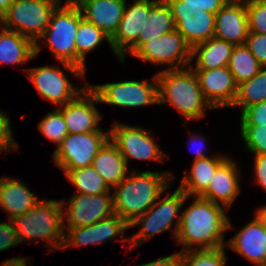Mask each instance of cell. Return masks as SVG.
I'll return each instance as SVG.
<instances>
[{
    "instance_id": "11",
    "label": "cell",
    "mask_w": 266,
    "mask_h": 266,
    "mask_svg": "<svg viewBox=\"0 0 266 266\" xmlns=\"http://www.w3.org/2000/svg\"><path fill=\"white\" fill-rule=\"evenodd\" d=\"M109 139L117 147L128 166V159L163 161L168 157L142 127L114 121L109 130Z\"/></svg>"
},
{
    "instance_id": "16",
    "label": "cell",
    "mask_w": 266,
    "mask_h": 266,
    "mask_svg": "<svg viewBox=\"0 0 266 266\" xmlns=\"http://www.w3.org/2000/svg\"><path fill=\"white\" fill-rule=\"evenodd\" d=\"M193 70L197 75L203 97L212 108L232 107L238 86L227 66L212 70Z\"/></svg>"
},
{
    "instance_id": "3",
    "label": "cell",
    "mask_w": 266,
    "mask_h": 266,
    "mask_svg": "<svg viewBox=\"0 0 266 266\" xmlns=\"http://www.w3.org/2000/svg\"><path fill=\"white\" fill-rule=\"evenodd\" d=\"M158 104L167 103L187 120L205 117V111L213 109L204 99L196 73L191 67L162 70L156 74Z\"/></svg>"
},
{
    "instance_id": "14",
    "label": "cell",
    "mask_w": 266,
    "mask_h": 266,
    "mask_svg": "<svg viewBox=\"0 0 266 266\" xmlns=\"http://www.w3.org/2000/svg\"><path fill=\"white\" fill-rule=\"evenodd\" d=\"M114 214L111 192L98 195L75 193L69 199V206L63 209L65 227H85Z\"/></svg>"
},
{
    "instance_id": "44",
    "label": "cell",
    "mask_w": 266,
    "mask_h": 266,
    "mask_svg": "<svg viewBox=\"0 0 266 266\" xmlns=\"http://www.w3.org/2000/svg\"><path fill=\"white\" fill-rule=\"evenodd\" d=\"M190 142H191V146H192V148H191V150L192 151H197L196 152V156H195V159L194 160H198V159H201V158H206V157H208V156H206V154L204 153V147H205V144H204V142L206 141L205 139H204V137H203V135H190ZM194 143L196 144L197 143V145L198 144H200L198 147H197V145H195L194 146ZM195 147V148H194ZM194 149H196V150H194Z\"/></svg>"
},
{
    "instance_id": "48",
    "label": "cell",
    "mask_w": 266,
    "mask_h": 266,
    "mask_svg": "<svg viewBox=\"0 0 266 266\" xmlns=\"http://www.w3.org/2000/svg\"><path fill=\"white\" fill-rule=\"evenodd\" d=\"M232 1L238 2L240 4L247 5L249 3L259 2V1H263V0H232Z\"/></svg>"
},
{
    "instance_id": "19",
    "label": "cell",
    "mask_w": 266,
    "mask_h": 266,
    "mask_svg": "<svg viewBox=\"0 0 266 266\" xmlns=\"http://www.w3.org/2000/svg\"><path fill=\"white\" fill-rule=\"evenodd\" d=\"M82 17L113 37L123 17L127 0H73Z\"/></svg>"
},
{
    "instance_id": "1",
    "label": "cell",
    "mask_w": 266,
    "mask_h": 266,
    "mask_svg": "<svg viewBox=\"0 0 266 266\" xmlns=\"http://www.w3.org/2000/svg\"><path fill=\"white\" fill-rule=\"evenodd\" d=\"M181 213L176 243L183 245L180 252L191 249L226 247L224 233L232 229L227 208L201 196ZM226 210V211H225Z\"/></svg>"
},
{
    "instance_id": "13",
    "label": "cell",
    "mask_w": 266,
    "mask_h": 266,
    "mask_svg": "<svg viewBox=\"0 0 266 266\" xmlns=\"http://www.w3.org/2000/svg\"><path fill=\"white\" fill-rule=\"evenodd\" d=\"M25 74L38 90V94L44 99L63 106L67 102L74 100L88 84L79 88L73 87L67 76L59 66H42L37 68H27Z\"/></svg>"
},
{
    "instance_id": "5",
    "label": "cell",
    "mask_w": 266,
    "mask_h": 266,
    "mask_svg": "<svg viewBox=\"0 0 266 266\" xmlns=\"http://www.w3.org/2000/svg\"><path fill=\"white\" fill-rule=\"evenodd\" d=\"M80 23V9L73 0L62 3L53 12L45 32L39 37L46 39L45 44L54 59L60 61L65 71L85 79V72L76 66L75 37Z\"/></svg>"
},
{
    "instance_id": "24",
    "label": "cell",
    "mask_w": 266,
    "mask_h": 266,
    "mask_svg": "<svg viewBox=\"0 0 266 266\" xmlns=\"http://www.w3.org/2000/svg\"><path fill=\"white\" fill-rule=\"evenodd\" d=\"M91 166L111 189L126 178L128 173L124 157L110 139L99 150Z\"/></svg>"
},
{
    "instance_id": "34",
    "label": "cell",
    "mask_w": 266,
    "mask_h": 266,
    "mask_svg": "<svg viewBox=\"0 0 266 266\" xmlns=\"http://www.w3.org/2000/svg\"><path fill=\"white\" fill-rule=\"evenodd\" d=\"M130 225L117 214L102 219L95 223L96 245L103 242L114 241L117 235L124 236L125 231Z\"/></svg>"
},
{
    "instance_id": "7",
    "label": "cell",
    "mask_w": 266,
    "mask_h": 266,
    "mask_svg": "<svg viewBox=\"0 0 266 266\" xmlns=\"http://www.w3.org/2000/svg\"><path fill=\"white\" fill-rule=\"evenodd\" d=\"M60 4V0H15L1 15V27L30 38L35 43L37 57L41 50L37 40L45 32Z\"/></svg>"
},
{
    "instance_id": "37",
    "label": "cell",
    "mask_w": 266,
    "mask_h": 266,
    "mask_svg": "<svg viewBox=\"0 0 266 266\" xmlns=\"http://www.w3.org/2000/svg\"><path fill=\"white\" fill-rule=\"evenodd\" d=\"M246 6L249 32L266 34V0Z\"/></svg>"
},
{
    "instance_id": "9",
    "label": "cell",
    "mask_w": 266,
    "mask_h": 266,
    "mask_svg": "<svg viewBox=\"0 0 266 266\" xmlns=\"http://www.w3.org/2000/svg\"><path fill=\"white\" fill-rule=\"evenodd\" d=\"M191 50L183 36L175 29L143 43L132 56L156 65H167V70L184 69L191 65Z\"/></svg>"
},
{
    "instance_id": "10",
    "label": "cell",
    "mask_w": 266,
    "mask_h": 266,
    "mask_svg": "<svg viewBox=\"0 0 266 266\" xmlns=\"http://www.w3.org/2000/svg\"><path fill=\"white\" fill-rule=\"evenodd\" d=\"M152 79L153 84L146 79L143 81H122L88 86L98 95L100 102L104 104L136 108L158 104V81L156 74Z\"/></svg>"
},
{
    "instance_id": "46",
    "label": "cell",
    "mask_w": 266,
    "mask_h": 266,
    "mask_svg": "<svg viewBox=\"0 0 266 266\" xmlns=\"http://www.w3.org/2000/svg\"><path fill=\"white\" fill-rule=\"evenodd\" d=\"M255 215L258 217V219L262 222V224L266 227V205L258 208L256 210Z\"/></svg>"
},
{
    "instance_id": "21",
    "label": "cell",
    "mask_w": 266,
    "mask_h": 266,
    "mask_svg": "<svg viewBox=\"0 0 266 266\" xmlns=\"http://www.w3.org/2000/svg\"><path fill=\"white\" fill-rule=\"evenodd\" d=\"M226 246L257 266H266V227L255 215Z\"/></svg>"
},
{
    "instance_id": "15",
    "label": "cell",
    "mask_w": 266,
    "mask_h": 266,
    "mask_svg": "<svg viewBox=\"0 0 266 266\" xmlns=\"http://www.w3.org/2000/svg\"><path fill=\"white\" fill-rule=\"evenodd\" d=\"M100 102L98 95L87 86L74 100L56 107L62 114L69 134L91 133L98 131L102 119L95 103Z\"/></svg>"
},
{
    "instance_id": "20",
    "label": "cell",
    "mask_w": 266,
    "mask_h": 266,
    "mask_svg": "<svg viewBox=\"0 0 266 266\" xmlns=\"http://www.w3.org/2000/svg\"><path fill=\"white\" fill-rule=\"evenodd\" d=\"M238 177L236 162L227 157L217 167L208 188L200 196L229 209L241 192Z\"/></svg>"
},
{
    "instance_id": "8",
    "label": "cell",
    "mask_w": 266,
    "mask_h": 266,
    "mask_svg": "<svg viewBox=\"0 0 266 266\" xmlns=\"http://www.w3.org/2000/svg\"><path fill=\"white\" fill-rule=\"evenodd\" d=\"M109 140V131L68 134L56 147L53 161L62 170H75L92 164L99 150Z\"/></svg>"
},
{
    "instance_id": "22",
    "label": "cell",
    "mask_w": 266,
    "mask_h": 266,
    "mask_svg": "<svg viewBox=\"0 0 266 266\" xmlns=\"http://www.w3.org/2000/svg\"><path fill=\"white\" fill-rule=\"evenodd\" d=\"M40 199L27 189L21 179L1 176L0 179V207L8 214V220L26 213L33 208Z\"/></svg>"
},
{
    "instance_id": "33",
    "label": "cell",
    "mask_w": 266,
    "mask_h": 266,
    "mask_svg": "<svg viewBox=\"0 0 266 266\" xmlns=\"http://www.w3.org/2000/svg\"><path fill=\"white\" fill-rule=\"evenodd\" d=\"M38 129L47 139L58 144L57 147L69 134L63 114L57 108L43 117L38 124Z\"/></svg>"
},
{
    "instance_id": "25",
    "label": "cell",
    "mask_w": 266,
    "mask_h": 266,
    "mask_svg": "<svg viewBox=\"0 0 266 266\" xmlns=\"http://www.w3.org/2000/svg\"><path fill=\"white\" fill-rule=\"evenodd\" d=\"M226 158L223 155H214L194 160L190 173L185 169L184 177L178 187L189 197L200 196L208 188L217 167Z\"/></svg>"
},
{
    "instance_id": "27",
    "label": "cell",
    "mask_w": 266,
    "mask_h": 266,
    "mask_svg": "<svg viewBox=\"0 0 266 266\" xmlns=\"http://www.w3.org/2000/svg\"><path fill=\"white\" fill-rule=\"evenodd\" d=\"M0 63L20 65L35 57V43L15 31L0 28Z\"/></svg>"
},
{
    "instance_id": "42",
    "label": "cell",
    "mask_w": 266,
    "mask_h": 266,
    "mask_svg": "<svg viewBox=\"0 0 266 266\" xmlns=\"http://www.w3.org/2000/svg\"><path fill=\"white\" fill-rule=\"evenodd\" d=\"M255 183L266 191V154L255 155Z\"/></svg>"
},
{
    "instance_id": "4",
    "label": "cell",
    "mask_w": 266,
    "mask_h": 266,
    "mask_svg": "<svg viewBox=\"0 0 266 266\" xmlns=\"http://www.w3.org/2000/svg\"><path fill=\"white\" fill-rule=\"evenodd\" d=\"M65 204L64 200L42 199L26 213L15 217L12 221L19 243L36 239L49 241L51 251L60 250L65 236Z\"/></svg>"
},
{
    "instance_id": "30",
    "label": "cell",
    "mask_w": 266,
    "mask_h": 266,
    "mask_svg": "<svg viewBox=\"0 0 266 266\" xmlns=\"http://www.w3.org/2000/svg\"><path fill=\"white\" fill-rule=\"evenodd\" d=\"M63 171L69 182L77 188L76 193L98 195L112 190L91 165Z\"/></svg>"
},
{
    "instance_id": "6",
    "label": "cell",
    "mask_w": 266,
    "mask_h": 266,
    "mask_svg": "<svg viewBox=\"0 0 266 266\" xmlns=\"http://www.w3.org/2000/svg\"><path fill=\"white\" fill-rule=\"evenodd\" d=\"M188 197L179 187L173 194H168L164 198L159 197L145 214L138 216L131 222L130 228L142 223V227H140L138 232L119 241L126 242L128 248L131 247L133 251L135 245L136 247L140 246L152 236L154 237L161 232L169 230L173 225V220H176V226L172 236L176 239L181 219L179 214ZM128 243H130V246Z\"/></svg>"
},
{
    "instance_id": "2",
    "label": "cell",
    "mask_w": 266,
    "mask_h": 266,
    "mask_svg": "<svg viewBox=\"0 0 266 266\" xmlns=\"http://www.w3.org/2000/svg\"><path fill=\"white\" fill-rule=\"evenodd\" d=\"M176 177L170 171L133 170L114 190L113 211L129 225L138 216L145 214L149 208L171 187L170 181Z\"/></svg>"
},
{
    "instance_id": "32",
    "label": "cell",
    "mask_w": 266,
    "mask_h": 266,
    "mask_svg": "<svg viewBox=\"0 0 266 266\" xmlns=\"http://www.w3.org/2000/svg\"><path fill=\"white\" fill-rule=\"evenodd\" d=\"M225 248H202L180 252L183 266H225Z\"/></svg>"
},
{
    "instance_id": "38",
    "label": "cell",
    "mask_w": 266,
    "mask_h": 266,
    "mask_svg": "<svg viewBox=\"0 0 266 266\" xmlns=\"http://www.w3.org/2000/svg\"><path fill=\"white\" fill-rule=\"evenodd\" d=\"M241 111L240 126L266 127V101L248 106Z\"/></svg>"
},
{
    "instance_id": "23",
    "label": "cell",
    "mask_w": 266,
    "mask_h": 266,
    "mask_svg": "<svg viewBox=\"0 0 266 266\" xmlns=\"http://www.w3.org/2000/svg\"><path fill=\"white\" fill-rule=\"evenodd\" d=\"M172 30H175V22L167 2L165 0H151V10L149 17L145 18L144 28L141 29L138 40L119 58L121 63H123L126 54L132 55L143 43Z\"/></svg>"
},
{
    "instance_id": "47",
    "label": "cell",
    "mask_w": 266,
    "mask_h": 266,
    "mask_svg": "<svg viewBox=\"0 0 266 266\" xmlns=\"http://www.w3.org/2000/svg\"><path fill=\"white\" fill-rule=\"evenodd\" d=\"M15 0H0V17Z\"/></svg>"
},
{
    "instance_id": "17",
    "label": "cell",
    "mask_w": 266,
    "mask_h": 266,
    "mask_svg": "<svg viewBox=\"0 0 266 266\" xmlns=\"http://www.w3.org/2000/svg\"><path fill=\"white\" fill-rule=\"evenodd\" d=\"M150 10L151 0H134L129 7L126 3L119 27L110 40L115 56L120 58L138 40Z\"/></svg>"
},
{
    "instance_id": "39",
    "label": "cell",
    "mask_w": 266,
    "mask_h": 266,
    "mask_svg": "<svg viewBox=\"0 0 266 266\" xmlns=\"http://www.w3.org/2000/svg\"><path fill=\"white\" fill-rule=\"evenodd\" d=\"M245 45L258 62L266 67V34L249 32Z\"/></svg>"
},
{
    "instance_id": "35",
    "label": "cell",
    "mask_w": 266,
    "mask_h": 266,
    "mask_svg": "<svg viewBox=\"0 0 266 266\" xmlns=\"http://www.w3.org/2000/svg\"><path fill=\"white\" fill-rule=\"evenodd\" d=\"M240 135L252 154H266V127L241 126Z\"/></svg>"
},
{
    "instance_id": "29",
    "label": "cell",
    "mask_w": 266,
    "mask_h": 266,
    "mask_svg": "<svg viewBox=\"0 0 266 266\" xmlns=\"http://www.w3.org/2000/svg\"><path fill=\"white\" fill-rule=\"evenodd\" d=\"M227 67L232 73L238 86L241 83L250 80L262 69L263 66L244 44L234 46Z\"/></svg>"
},
{
    "instance_id": "26",
    "label": "cell",
    "mask_w": 266,
    "mask_h": 266,
    "mask_svg": "<svg viewBox=\"0 0 266 266\" xmlns=\"http://www.w3.org/2000/svg\"><path fill=\"white\" fill-rule=\"evenodd\" d=\"M234 45L225 40L212 37L203 43L195 45L191 50V62L195 59L196 65L192 69L212 70L228 66ZM197 59H196V58Z\"/></svg>"
},
{
    "instance_id": "12",
    "label": "cell",
    "mask_w": 266,
    "mask_h": 266,
    "mask_svg": "<svg viewBox=\"0 0 266 266\" xmlns=\"http://www.w3.org/2000/svg\"><path fill=\"white\" fill-rule=\"evenodd\" d=\"M165 1L171 9L175 29L191 48L214 37L216 14L199 7L181 6V0Z\"/></svg>"
},
{
    "instance_id": "31",
    "label": "cell",
    "mask_w": 266,
    "mask_h": 266,
    "mask_svg": "<svg viewBox=\"0 0 266 266\" xmlns=\"http://www.w3.org/2000/svg\"><path fill=\"white\" fill-rule=\"evenodd\" d=\"M262 101H266V67H262L250 80L238 85L237 96L232 107H241L243 110Z\"/></svg>"
},
{
    "instance_id": "28",
    "label": "cell",
    "mask_w": 266,
    "mask_h": 266,
    "mask_svg": "<svg viewBox=\"0 0 266 266\" xmlns=\"http://www.w3.org/2000/svg\"><path fill=\"white\" fill-rule=\"evenodd\" d=\"M105 39L110 44L111 38L94 24L86 21L80 11V23L75 37L76 66L84 72L86 69L85 58L89 51L96 49Z\"/></svg>"
},
{
    "instance_id": "41",
    "label": "cell",
    "mask_w": 266,
    "mask_h": 266,
    "mask_svg": "<svg viewBox=\"0 0 266 266\" xmlns=\"http://www.w3.org/2000/svg\"><path fill=\"white\" fill-rule=\"evenodd\" d=\"M228 0H181V6H193L216 14Z\"/></svg>"
},
{
    "instance_id": "40",
    "label": "cell",
    "mask_w": 266,
    "mask_h": 266,
    "mask_svg": "<svg viewBox=\"0 0 266 266\" xmlns=\"http://www.w3.org/2000/svg\"><path fill=\"white\" fill-rule=\"evenodd\" d=\"M20 244L12 220L0 222V252Z\"/></svg>"
},
{
    "instance_id": "18",
    "label": "cell",
    "mask_w": 266,
    "mask_h": 266,
    "mask_svg": "<svg viewBox=\"0 0 266 266\" xmlns=\"http://www.w3.org/2000/svg\"><path fill=\"white\" fill-rule=\"evenodd\" d=\"M248 33L246 6L228 0L215 15L214 37L237 46L246 43Z\"/></svg>"
},
{
    "instance_id": "36",
    "label": "cell",
    "mask_w": 266,
    "mask_h": 266,
    "mask_svg": "<svg viewBox=\"0 0 266 266\" xmlns=\"http://www.w3.org/2000/svg\"><path fill=\"white\" fill-rule=\"evenodd\" d=\"M66 229L67 236L65 234L61 249L96 245L95 224L85 227H66Z\"/></svg>"
},
{
    "instance_id": "45",
    "label": "cell",
    "mask_w": 266,
    "mask_h": 266,
    "mask_svg": "<svg viewBox=\"0 0 266 266\" xmlns=\"http://www.w3.org/2000/svg\"><path fill=\"white\" fill-rule=\"evenodd\" d=\"M29 258L27 257H15L10 258L8 260L3 261L0 266H27L29 263L27 262Z\"/></svg>"
},
{
    "instance_id": "43",
    "label": "cell",
    "mask_w": 266,
    "mask_h": 266,
    "mask_svg": "<svg viewBox=\"0 0 266 266\" xmlns=\"http://www.w3.org/2000/svg\"><path fill=\"white\" fill-rule=\"evenodd\" d=\"M136 266H183L180 251L169 256Z\"/></svg>"
}]
</instances>
